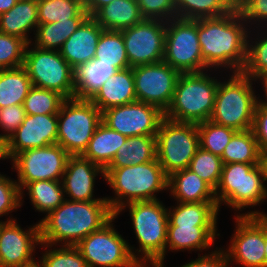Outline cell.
<instances>
[{
	"label": "cell",
	"mask_w": 267,
	"mask_h": 267,
	"mask_svg": "<svg viewBox=\"0 0 267 267\" xmlns=\"http://www.w3.org/2000/svg\"><path fill=\"white\" fill-rule=\"evenodd\" d=\"M248 23L237 7L230 13L198 19V41L204 63L212 69L241 72L246 63Z\"/></svg>",
	"instance_id": "6da1fadb"
},
{
	"label": "cell",
	"mask_w": 267,
	"mask_h": 267,
	"mask_svg": "<svg viewBox=\"0 0 267 267\" xmlns=\"http://www.w3.org/2000/svg\"><path fill=\"white\" fill-rule=\"evenodd\" d=\"M113 216L107 200H65L39 221L40 241L53 246H76Z\"/></svg>",
	"instance_id": "7a4b0ae2"
},
{
	"label": "cell",
	"mask_w": 267,
	"mask_h": 267,
	"mask_svg": "<svg viewBox=\"0 0 267 267\" xmlns=\"http://www.w3.org/2000/svg\"><path fill=\"white\" fill-rule=\"evenodd\" d=\"M126 208L129 209L132 228L139 243V249L131 247V255L140 266L164 267L168 208L160 199L137 201L122 206L114 215L118 217Z\"/></svg>",
	"instance_id": "3957f363"
},
{
	"label": "cell",
	"mask_w": 267,
	"mask_h": 267,
	"mask_svg": "<svg viewBox=\"0 0 267 267\" xmlns=\"http://www.w3.org/2000/svg\"><path fill=\"white\" fill-rule=\"evenodd\" d=\"M104 179L115 193L113 198L105 197L114 214L128 203L157 200L155 193L168 191V176L157 158L140 165L106 168Z\"/></svg>",
	"instance_id": "277c9868"
},
{
	"label": "cell",
	"mask_w": 267,
	"mask_h": 267,
	"mask_svg": "<svg viewBox=\"0 0 267 267\" xmlns=\"http://www.w3.org/2000/svg\"><path fill=\"white\" fill-rule=\"evenodd\" d=\"M207 71L180 73L165 118L195 124L210 120L219 81Z\"/></svg>",
	"instance_id": "5b68a950"
},
{
	"label": "cell",
	"mask_w": 267,
	"mask_h": 267,
	"mask_svg": "<svg viewBox=\"0 0 267 267\" xmlns=\"http://www.w3.org/2000/svg\"><path fill=\"white\" fill-rule=\"evenodd\" d=\"M229 73V79L217 88L214 110L210 121L236 131L250 130L258 99L253 89L254 79L242 72Z\"/></svg>",
	"instance_id": "8992f818"
},
{
	"label": "cell",
	"mask_w": 267,
	"mask_h": 267,
	"mask_svg": "<svg viewBox=\"0 0 267 267\" xmlns=\"http://www.w3.org/2000/svg\"><path fill=\"white\" fill-rule=\"evenodd\" d=\"M214 194L219 210L223 203L236 212L259 206L267 199L259 165L239 162L223 164Z\"/></svg>",
	"instance_id": "52a82bcc"
},
{
	"label": "cell",
	"mask_w": 267,
	"mask_h": 267,
	"mask_svg": "<svg viewBox=\"0 0 267 267\" xmlns=\"http://www.w3.org/2000/svg\"><path fill=\"white\" fill-rule=\"evenodd\" d=\"M102 122V112L89 99H66L58 113L59 144L69 155H82Z\"/></svg>",
	"instance_id": "ba28073f"
},
{
	"label": "cell",
	"mask_w": 267,
	"mask_h": 267,
	"mask_svg": "<svg viewBox=\"0 0 267 267\" xmlns=\"http://www.w3.org/2000/svg\"><path fill=\"white\" fill-rule=\"evenodd\" d=\"M199 147L197 124L167 118L161 121L156 134V158L167 176L188 168Z\"/></svg>",
	"instance_id": "9c48e42d"
},
{
	"label": "cell",
	"mask_w": 267,
	"mask_h": 267,
	"mask_svg": "<svg viewBox=\"0 0 267 267\" xmlns=\"http://www.w3.org/2000/svg\"><path fill=\"white\" fill-rule=\"evenodd\" d=\"M23 67L32 86L56 91L66 99L75 98L74 69L59 51L36 48L29 43Z\"/></svg>",
	"instance_id": "30bf717a"
},
{
	"label": "cell",
	"mask_w": 267,
	"mask_h": 267,
	"mask_svg": "<svg viewBox=\"0 0 267 267\" xmlns=\"http://www.w3.org/2000/svg\"><path fill=\"white\" fill-rule=\"evenodd\" d=\"M163 61L179 73L210 71L201 56L198 20L173 18L166 21Z\"/></svg>",
	"instance_id": "8fae6325"
},
{
	"label": "cell",
	"mask_w": 267,
	"mask_h": 267,
	"mask_svg": "<svg viewBox=\"0 0 267 267\" xmlns=\"http://www.w3.org/2000/svg\"><path fill=\"white\" fill-rule=\"evenodd\" d=\"M116 218L114 215L76 245L88 267H141L131 255L129 242L114 228Z\"/></svg>",
	"instance_id": "7c38bea8"
},
{
	"label": "cell",
	"mask_w": 267,
	"mask_h": 267,
	"mask_svg": "<svg viewBox=\"0 0 267 267\" xmlns=\"http://www.w3.org/2000/svg\"><path fill=\"white\" fill-rule=\"evenodd\" d=\"M69 154L59 145L28 149L18 153L12 160V168L17 172L15 180L24 198L23 188L30 182L39 180H62Z\"/></svg>",
	"instance_id": "4fadbf2b"
},
{
	"label": "cell",
	"mask_w": 267,
	"mask_h": 267,
	"mask_svg": "<svg viewBox=\"0 0 267 267\" xmlns=\"http://www.w3.org/2000/svg\"><path fill=\"white\" fill-rule=\"evenodd\" d=\"M235 217V232L224 250L229 264L235 262L243 267H264L265 215Z\"/></svg>",
	"instance_id": "5bb4252c"
},
{
	"label": "cell",
	"mask_w": 267,
	"mask_h": 267,
	"mask_svg": "<svg viewBox=\"0 0 267 267\" xmlns=\"http://www.w3.org/2000/svg\"><path fill=\"white\" fill-rule=\"evenodd\" d=\"M121 32L131 68L163 61L166 21L144 19Z\"/></svg>",
	"instance_id": "9a60e30c"
},
{
	"label": "cell",
	"mask_w": 267,
	"mask_h": 267,
	"mask_svg": "<svg viewBox=\"0 0 267 267\" xmlns=\"http://www.w3.org/2000/svg\"><path fill=\"white\" fill-rule=\"evenodd\" d=\"M180 73L164 61L133 67L137 101L159 107H169Z\"/></svg>",
	"instance_id": "2e32d148"
},
{
	"label": "cell",
	"mask_w": 267,
	"mask_h": 267,
	"mask_svg": "<svg viewBox=\"0 0 267 267\" xmlns=\"http://www.w3.org/2000/svg\"><path fill=\"white\" fill-rule=\"evenodd\" d=\"M164 118V112L159 107L141 101L102 112V122L126 137L156 135Z\"/></svg>",
	"instance_id": "e0dca14e"
},
{
	"label": "cell",
	"mask_w": 267,
	"mask_h": 267,
	"mask_svg": "<svg viewBox=\"0 0 267 267\" xmlns=\"http://www.w3.org/2000/svg\"><path fill=\"white\" fill-rule=\"evenodd\" d=\"M15 218L0 221V267H20L35 259L40 244L39 222L23 230Z\"/></svg>",
	"instance_id": "ac0fdd59"
},
{
	"label": "cell",
	"mask_w": 267,
	"mask_h": 267,
	"mask_svg": "<svg viewBox=\"0 0 267 267\" xmlns=\"http://www.w3.org/2000/svg\"><path fill=\"white\" fill-rule=\"evenodd\" d=\"M58 114H26L23 123L4 143L5 158L12 160L28 149L57 144Z\"/></svg>",
	"instance_id": "d6986e66"
},
{
	"label": "cell",
	"mask_w": 267,
	"mask_h": 267,
	"mask_svg": "<svg viewBox=\"0 0 267 267\" xmlns=\"http://www.w3.org/2000/svg\"><path fill=\"white\" fill-rule=\"evenodd\" d=\"M104 178V170L84 158L82 155H70L62 177V185L66 200L69 201H96L106 200L94 198L95 180L98 175Z\"/></svg>",
	"instance_id": "ffe728a7"
},
{
	"label": "cell",
	"mask_w": 267,
	"mask_h": 267,
	"mask_svg": "<svg viewBox=\"0 0 267 267\" xmlns=\"http://www.w3.org/2000/svg\"><path fill=\"white\" fill-rule=\"evenodd\" d=\"M104 29L92 16H88L64 42L59 50L68 64L76 69L94 59L96 46Z\"/></svg>",
	"instance_id": "44dd1931"
},
{
	"label": "cell",
	"mask_w": 267,
	"mask_h": 267,
	"mask_svg": "<svg viewBox=\"0 0 267 267\" xmlns=\"http://www.w3.org/2000/svg\"><path fill=\"white\" fill-rule=\"evenodd\" d=\"M90 101L103 112L109 108L137 101L133 68L118 70L106 80Z\"/></svg>",
	"instance_id": "7402d4cb"
},
{
	"label": "cell",
	"mask_w": 267,
	"mask_h": 267,
	"mask_svg": "<svg viewBox=\"0 0 267 267\" xmlns=\"http://www.w3.org/2000/svg\"><path fill=\"white\" fill-rule=\"evenodd\" d=\"M180 203L217 202L214 189L186 168L168 176V191Z\"/></svg>",
	"instance_id": "603a6c76"
},
{
	"label": "cell",
	"mask_w": 267,
	"mask_h": 267,
	"mask_svg": "<svg viewBox=\"0 0 267 267\" xmlns=\"http://www.w3.org/2000/svg\"><path fill=\"white\" fill-rule=\"evenodd\" d=\"M217 236V226H168L165 255L169 250H208Z\"/></svg>",
	"instance_id": "cb8c5ba5"
},
{
	"label": "cell",
	"mask_w": 267,
	"mask_h": 267,
	"mask_svg": "<svg viewBox=\"0 0 267 267\" xmlns=\"http://www.w3.org/2000/svg\"><path fill=\"white\" fill-rule=\"evenodd\" d=\"M38 24L37 0H18L10 10L0 14V32L17 36L27 44L33 40L29 32L35 34Z\"/></svg>",
	"instance_id": "d4e9b609"
},
{
	"label": "cell",
	"mask_w": 267,
	"mask_h": 267,
	"mask_svg": "<svg viewBox=\"0 0 267 267\" xmlns=\"http://www.w3.org/2000/svg\"><path fill=\"white\" fill-rule=\"evenodd\" d=\"M92 17L104 30L113 31H122L145 19L136 0H114Z\"/></svg>",
	"instance_id": "484cf974"
},
{
	"label": "cell",
	"mask_w": 267,
	"mask_h": 267,
	"mask_svg": "<svg viewBox=\"0 0 267 267\" xmlns=\"http://www.w3.org/2000/svg\"><path fill=\"white\" fill-rule=\"evenodd\" d=\"M127 137L101 122L82 156L105 170Z\"/></svg>",
	"instance_id": "4316f807"
},
{
	"label": "cell",
	"mask_w": 267,
	"mask_h": 267,
	"mask_svg": "<svg viewBox=\"0 0 267 267\" xmlns=\"http://www.w3.org/2000/svg\"><path fill=\"white\" fill-rule=\"evenodd\" d=\"M176 205L167 209L168 226H217L220 211L217 202H177Z\"/></svg>",
	"instance_id": "83f0119b"
},
{
	"label": "cell",
	"mask_w": 267,
	"mask_h": 267,
	"mask_svg": "<svg viewBox=\"0 0 267 267\" xmlns=\"http://www.w3.org/2000/svg\"><path fill=\"white\" fill-rule=\"evenodd\" d=\"M118 70L111 64L100 63L93 59L74 69L75 98L91 99Z\"/></svg>",
	"instance_id": "f1b7e54d"
},
{
	"label": "cell",
	"mask_w": 267,
	"mask_h": 267,
	"mask_svg": "<svg viewBox=\"0 0 267 267\" xmlns=\"http://www.w3.org/2000/svg\"><path fill=\"white\" fill-rule=\"evenodd\" d=\"M156 159V135L127 137L107 168L140 165Z\"/></svg>",
	"instance_id": "f546056e"
},
{
	"label": "cell",
	"mask_w": 267,
	"mask_h": 267,
	"mask_svg": "<svg viewBox=\"0 0 267 267\" xmlns=\"http://www.w3.org/2000/svg\"><path fill=\"white\" fill-rule=\"evenodd\" d=\"M31 87V79L23 66L0 70V108L23 105Z\"/></svg>",
	"instance_id": "4dcf8cb0"
},
{
	"label": "cell",
	"mask_w": 267,
	"mask_h": 267,
	"mask_svg": "<svg viewBox=\"0 0 267 267\" xmlns=\"http://www.w3.org/2000/svg\"><path fill=\"white\" fill-rule=\"evenodd\" d=\"M236 8V0H175L176 18L198 20L220 17Z\"/></svg>",
	"instance_id": "1f68e13d"
},
{
	"label": "cell",
	"mask_w": 267,
	"mask_h": 267,
	"mask_svg": "<svg viewBox=\"0 0 267 267\" xmlns=\"http://www.w3.org/2000/svg\"><path fill=\"white\" fill-rule=\"evenodd\" d=\"M86 18L38 24L31 44L36 48L59 51L64 42L76 31Z\"/></svg>",
	"instance_id": "d6a6232c"
},
{
	"label": "cell",
	"mask_w": 267,
	"mask_h": 267,
	"mask_svg": "<svg viewBox=\"0 0 267 267\" xmlns=\"http://www.w3.org/2000/svg\"><path fill=\"white\" fill-rule=\"evenodd\" d=\"M24 189L28 190L27 194L35 211L46 215L66 200L61 180L34 181L28 183Z\"/></svg>",
	"instance_id": "836d02e7"
},
{
	"label": "cell",
	"mask_w": 267,
	"mask_h": 267,
	"mask_svg": "<svg viewBox=\"0 0 267 267\" xmlns=\"http://www.w3.org/2000/svg\"><path fill=\"white\" fill-rule=\"evenodd\" d=\"M260 151L252 130L237 131L221 156L223 164H258Z\"/></svg>",
	"instance_id": "e575fe53"
},
{
	"label": "cell",
	"mask_w": 267,
	"mask_h": 267,
	"mask_svg": "<svg viewBox=\"0 0 267 267\" xmlns=\"http://www.w3.org/2000/svg\"><path fill=\"white\" fill-rule=\"evenodd\" d=\"M94 59L111 64L117 70L130 67L121 31L103 30Z\"/></svg>",
	"instance_id": "d590c367"
},
{
	"label": "cell",
	"mask_w": 267,
	"mask_h": 267,
	"mask_svg": "<svg viewBox=\"0 0 267 267\" xmlns=\"http://www.w3.org/2000/svg\"><path fill=\"white\" fill-rule=\"evenodd\" d=\"M252 29L253 32L249 30L246 63L241 72L256 81L267 75V30L261 31L258 27L257 30L254 27ZM251 32L258 34L255 33L257 36L253 38Z\"/></svg>",
	"instance_id": "8d00e7d4"
},
{
	"label": "cell",
	"mask_w": 267,
	"mask_h": 267,
	"mask_svg": "<svg viewBox=\"0 0 267 267\" xmlns=\"http://www.w3.org/2000/svg\"><path fill=\"white\" fill-rule=\"evenodd\" d=\"M37 14L39 24L89 16L75 0H37Z\"/></svg>",
	"instance_id": "74e56055"
},
{
	"label": "cell",
	"mask_w": 267,
	"mask_h": 267,
	"mask_svg": "<svg viewBox=\"0 0 267 267\" xmlns=\"http://www.w3.org/2000/svg\"><path fill=\"white\" fill-rule=\"evenodd\" d=\"M66 98L60 93L32 86L24 99L26 114H58Z\"/></svg>",
	"instance_id": "f35d334b"
},
{
	"label": "cell",
	"mask_w": 267,
	"mask_h": 267,
	"mask_svg": "<svg viewBox=\"0 0 267 267\" xmlns=\"http://www.w3.org/2000/svg\"><path fill=\"white\" fill-rule=\"evenodd\" d=\"M200 147L217 156H222L225 147L237 132L233 128L221 126L210 120L197 124Z\"/></svg>",
	"instance_id": "ab89813d"
},
{
	"label": "cell",
	"mask_w": 267,
	"mask_h": 267,
	"mask_svg": "<svg viewBox=\"0 0 267 267\" xmlns=\"http://www.w3.org/2000/svg\"><path fill=\"white\" fill-rule=\"evenodd\" d=\"M223 168L220 156L199 147L188 169L206 181L214 190L218 186Z\"/></svg>",
	"instance_id": "60d3db41"
},
{
	"label": "cell",
	"mask_w": 267,
	"mask_h": 267,
	"mask_svg": "<svg viewBox=\"0 0 267 267\" xmlns=\"http://www.w3.org/2000/svg\"><path fill=\"white\" fill-rule=\"evenodd\" d=\"M39 246H43V249H46L40 259L43 267H88L87 262L76 246L60 245V248L57 246L56 249L55 247L52 248L53 245L47 243H40Z\"/></svg>",
	"instance_id": "b9f144b4"
},
{
	"label": "cell",
	"mask_w": 267,
	"mask_h": 267,
	"mask_svg": "<svg viewBox=\"0 0 267 267\" xmlns=\"http://www.w3.org/2000/svg\"><path fill=\"white\" fill-rule=\"evenodd\" d=\"M26 46L23 39L0 32V70L23 66Z\"/></svg>",
	"instance_id": "7bdbcfd3"
},
{
	"label": "cell",
	"mask_w": 267,
	"mask_h": 267,
	"mask_svg": "<svg viewBox=\"0 0 267 267\" xmlns=\"http://www.w3.org/2000/svg\"><path fill=\"white\" fill-rule=\"evenodd\" d=\"M22 201L17 182L0 173V217L17 210L23 205Z\"/></svg>",
	"instance_id": "ee69618b"
},
{
	"label": "cell",
	"mask_w": 267,
	"mask_h": 267,
	"mask_svg": "<svg viewBox=\"0 0 267 267\" xmlns=\"http://www.w3.org/2000/svg\"><path fill=\"white\" fill-rule=\"evenodd\" d=\"M145 19L168 21L176 18L175 0H136Z\"/></svg>",
	"instance_id": "f6af8a7d"
},
{
	"label": "cell",
	"mask_w": 267,
	"mask_h": 267,
	"mask_svg": "<svg viewBox=\"0 0 267 267\" xmlns=\"http://www.w3.org/2000/svg\"><path fill=\"white\" fill-rule=\"evenodd\" d=\"M236 7L248 23L249 29L252 28L251 25L258 23V26L254 27L262 30L264 23H267V0H236Z\"/></svg>",
	"instance_id": "bcb514c9"
},
{
	"label": "cell",
	"mask_w": 267,
	"mask_h": 267,
	"mask_svg": "<svg viewBox=\"0 0 267 267\" xmlns=\"http://www.w3.org/2000/svg\"><path fill=\"white\" fill-rule=\"evenodd\" d=\"M26 116L23 105H11L0 108V127L4 133L0 139L5 143L16 129L23 123Z\"/></svg>",
	"instance_id": "7dc6e473"
},
{
	"label": "cell",
	"mask_w": 267,
	"mask_h": 267,
	"mask_svg": "<svg viewBox=\"0 0 267 267\" xmlns=\"http://www.w3.org/2000/svg\"><path fill=\"white\" fill-rule=\"evenodd\" d=\"M251 130L257 140L260 153H267V107L257 102Z\"/></svg>",
	"instance_id": "c3c4849f"
},
{
	"label": "cell",
	"mask_w": 267,
	"mask_h": 267,
	"mask_svg": "<svg viewBox=\"0 0 267 267\" xmlns=\"http://www.w3.org/2000/svg\"><path fill=\"white\" fill-rule=\"evenodd\" d=\"M209 253L208 255L205 253L202 256L198 253L196 260H191L189 263H185L180 267H230L224 248H216Z\"/></svg>",
	"instance_id": "681fc988"
},
{
	"label": "cell",
	"mask_w": 267,
	"mask_h": 267,
	"mask_svg": "<svg viewBox=\"0 0 267 267\" xmlns=\"http://www.w3.org/2000/svg\"><path fill=\"white\" fill-rule=\"evenodd\" d=\"M258 165L262 173L263 186L267 193V185L265 184L267 182V153H260Z\"/></svg>",
	"instance_id": "f907efd6"
},
{
	"label": "cell",
	"mask_w": 267,
	"mask_h": 267,
	"mask_svg": "<svg viewBox=\"0 0 267 267\" xmlns=\"http://www.w3.org/2000/svg\"><path fill=\"white\" fill-rule=\"evenodd\" d=\"M114 0H92V3L85 9L89 16H93L100 8Z\"/></svg>",
	"instance_id": "816d5d0a"
},
{
	"label": "cell",
	"mask_w": 267,
	"mask_h": 267,
	"mask_svg": "<svg viewBox=\"0 0 267 267\" xmlns=\"http://www.w3.org/2000/svg\"><path fill=\"white\" fill-rule=\"evenodd\" d=\"M18 0H0V14L10 10Z\"/></svg>",
	"instance_id": "f5cc1de1"
},
{
	"label": "cell",
	"mask_w": 267,
	"mask_h": 267,
	"mask_svg": "<svg viewBox=\"0 0 267 267\" xmlns=\"http://www.w3.org/2000/svg\"><path fill=\"white\" fill-rule=\"evenodd\" d=\"M257 81H260V82H261V85H263V91L265 92L264 95H265V98H266L265 100H263V99H258V102H259L261 105L267 107V75H265V76H263V77L257 79Z\"/></svg>",
	"instance_id": "db71d44e"
},
{
	"label": "cell",
	"mask_w": 267,
	"mask_h": 267,
	"mask_svg": "<svg viewBox=\"0 0 267 267\" xmlns=\"http://www.w3.org/2000/svg\"><path fill=\"white\" fill-rule=\"evenodd\" d=\"M20 267H43V264H42L41 260L39 261V259H38V261H37L34 259L33 261H31L29 263L21 265Z\"/></svg>",
	"instance_id": "11a10c76"
},
{
	"label": "cell",
	"mask_w": 267,
	"mask_h": 267,
	"mask_svg": "<svg viewBox=\"0 0 267 267\" xmlns=\"http://www.w3.org/2000/svg\"><path fill=\"white\" fill-rule=\"evenodd\" d=\"M265 266L267 267V215H265Z\"/></svg>",
	"instance_id": "9f6ffc18"
},
{
	"label": "cell",
	"mask_w": 267,
	"mask_h": 267,
	"mask_svg": "<svg viewBox=\"0 0 267 267\" xmlns=\"http://www.w3.org/2000/svg\"><path fill=\"white\" fill-rule=\"evenodd\" d=\"M75 1L84 9H86L92 3V0H75Z\"/></svg>",
	"instance_id": "6f0895ef"
},
{
	"label": "cell",
	"mask_w": 267,
	"mask_h": 267,
	"mask_svg": "<svg viewBox=\"0 0 267 267\" xmlns=\"http://www.w3.org/2000/svg\"><path fill=\"white\" fill-rule=\"evenodd\" d=\"M238 213H237V215H267L264 212H260L258 210H256V211H251L250 210V212L248 211L247 213L245 212V213H242V214L240 212H238Z\"/></svg>",
	"instance_id": "680465c9"
},
{
	"label": "cell",
	"mask_w": 267,
	"mask_h": 267,
	"mask_svg": "<svg viewBox=\"0 0 267 267\" xmlns=\"http://www.w3.org/2000/svg\"><path fill=\"white\" fill-rule=\"evenodd\" d=\"M4 142L0 139V160H5Z\"/></svg>",
	"instance_id": "91938a15"
}]
</instances>
